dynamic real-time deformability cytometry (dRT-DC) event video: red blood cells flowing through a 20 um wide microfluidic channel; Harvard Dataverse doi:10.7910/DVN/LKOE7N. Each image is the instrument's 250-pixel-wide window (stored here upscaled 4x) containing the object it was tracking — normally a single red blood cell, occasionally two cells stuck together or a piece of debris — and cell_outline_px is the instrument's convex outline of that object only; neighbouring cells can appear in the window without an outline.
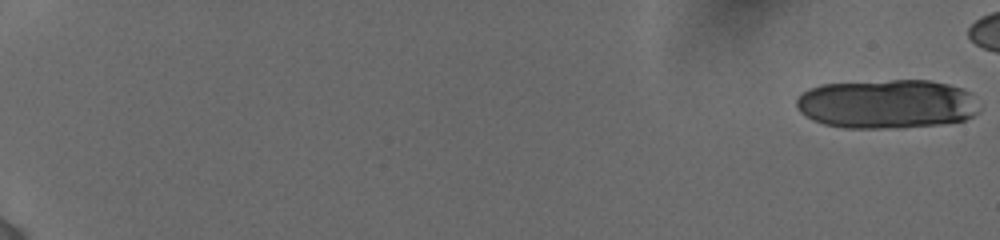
{"species": "human", "species_latin": "Homo sapiens", "temperature_condition": "cold", "stored_images_in_passage": 20, "camera_frame_rate_fps": 3000, "um_per_image_px": 0.085, "donor": {"sex": "female"}, "frame": {"image": 1, "passage_image": 1, "time_ms": 0.0, "image_size_px": [1000, 240], "cell_outline_px": [[980, 112], [964, 120], [940, 124], [900, 128], [844, 128], [824, 124], [812, 120], [804, 116], [796, 108], [796, 96], [800, 92], [808, 88], [820, 84], [892, 80], [928, 80], [948, 84], [964, 88], [972, 92], [980, 108]], "centroid_in_image_um": [75.37, 8.84], "position_along_channel_um": 9.6, "area_um2": 53.23}}